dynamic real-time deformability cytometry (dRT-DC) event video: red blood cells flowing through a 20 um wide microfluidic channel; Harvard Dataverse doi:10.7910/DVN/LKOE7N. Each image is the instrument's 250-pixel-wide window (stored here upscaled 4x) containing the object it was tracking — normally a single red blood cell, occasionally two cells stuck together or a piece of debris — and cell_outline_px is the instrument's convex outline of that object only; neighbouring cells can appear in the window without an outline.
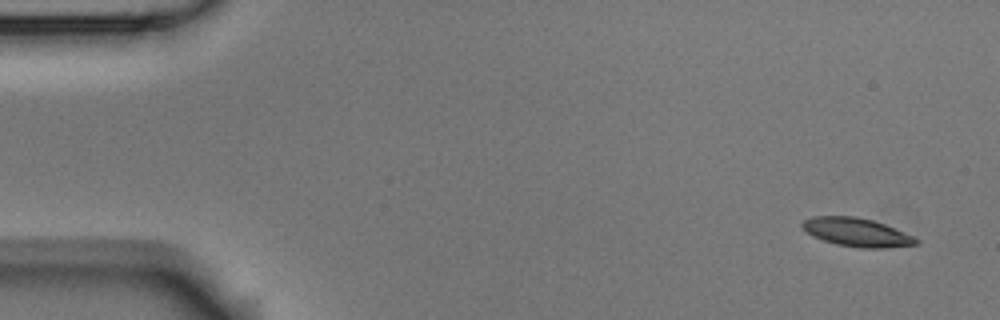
{"species": "Egyptian fruit bat (a non-hibernating species)", "species_latin": "Rousettus aegyptiacus", "temperature_condition": "room temperature", "stored_images_in_passage": 4, "camera_frame_rate_fps": 3000, "um_per_image_px": 0.085, "animal": {"sex": "male"}, "frame": {"image": 1, "passage_image": 1, "time_ms": 0.0, "image_size_px": [1000, 320], "cell_outline_px": [[920, 244], [884, 248], [860, 248], [836, 244], [812, 236], [800, 224], [804, 220], [816, 216], [856, 216], [872, 220], [884, 224], [912, 236], [920, 240]], "centroid_in_image_um": [72.84, 19.75], "position_along_channel_um": 12.2, "area_um2": 18.73}}
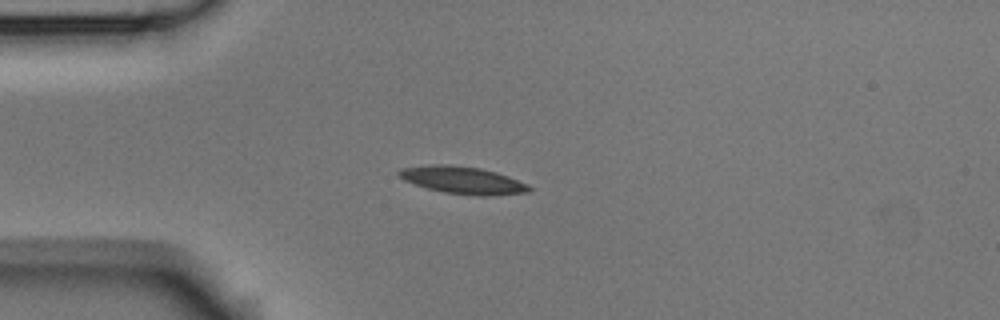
{"frame": {"image": 2, "passage_image": 4, "time_ms": 1.0, "image_size_px": [1000, 320], "cell_outline_px": [[532, 188], [528, 192], [484, 196], [476, 196], [444, 192], [428, 188], [404, 180], [396, 176], [396, 172], [400, 168], [432, 164], [448, 164], [480, 168], [496, 172], [508, 176], [528, 184]], "centroid_in_image_um": [39.3, 15.3], "position_along_channel_um": 45.7, "area_um2": 20.75}}